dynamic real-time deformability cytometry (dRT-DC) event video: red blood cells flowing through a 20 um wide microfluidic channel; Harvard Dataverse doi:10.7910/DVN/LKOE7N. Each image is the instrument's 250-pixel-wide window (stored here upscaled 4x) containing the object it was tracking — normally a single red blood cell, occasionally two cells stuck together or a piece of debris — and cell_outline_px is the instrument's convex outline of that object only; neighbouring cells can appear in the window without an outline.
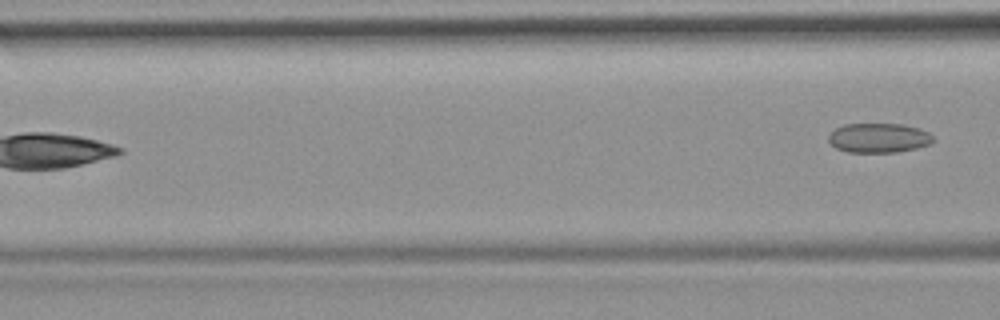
{"species": "common noctule bat (a hibernating species)", "species_latin": "Nyctalus noctula", "temperature_condition": "room temperature", "stored_images_in_passage": 6, "camera_frame_rate_fps": 3000, "um_per_image_px": 0.085, "animal": {"sex": "female", "body_mass_g": 19.9}, "frame": {"image": 1, "passage_image": 6, "time_ms": 6.667, "image_size_px": [1000, 320], "cell_outline_px": [[932, 140], [928, 144], [916, 148], [896, 152], [848, 152], [836, 148], [828, 140], [828, 136], [836, 128], [844, 124], [904, 124], [920, 128], [928, 132], [932, 136]], "centroid_in_image_um": [74.67, 11.71], "position_along_channel_um": 91.9, "area_um2": 17.86}}